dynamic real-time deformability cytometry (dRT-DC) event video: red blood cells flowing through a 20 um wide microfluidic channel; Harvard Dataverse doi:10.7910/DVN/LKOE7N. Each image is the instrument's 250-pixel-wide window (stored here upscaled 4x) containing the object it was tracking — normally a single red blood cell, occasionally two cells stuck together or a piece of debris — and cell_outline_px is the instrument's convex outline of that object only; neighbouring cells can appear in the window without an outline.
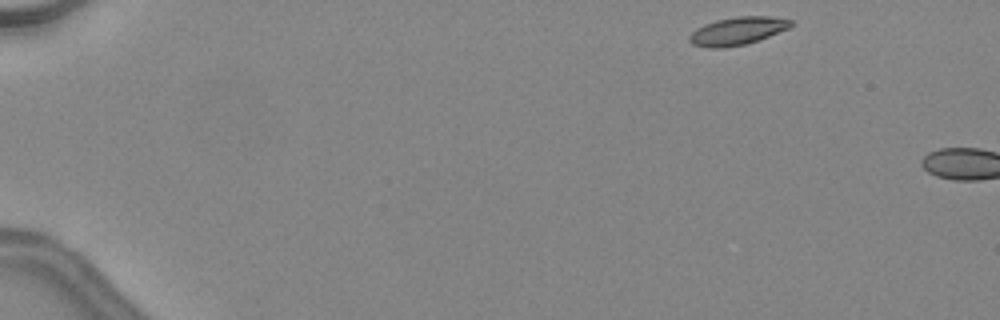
{"species": "common noctule bat (a hibernating species)", "species_latin": "Nyctalus noctula", "temperature_condition": "warm", "stored_images_in_passage": 4, "camera_frame_rate_fps": 3000, "um_per_image_px": 0.085, "animal": {"sex": "female", "body_mass_g": 24.6, "forearm_length_mm": 56.2}, "frame": {"image": 1, "passage_image": 2, "time_ms": 0.333, "image_size_px": [1000, 320], "cell_outline_px": [[792, 24], [788, 28], [768, 36], [744, 44], [724, 48], [708, 48], [692, 44], [688, 40], [688, 36], [696, 28], [704, 24], [716, 20], [736, 16], [768, 16], [792, 20]], "centroid_in_image_um": [62.62, 2.63], "position_along_channel_um": 22.4, "area_um2": 16.36}}